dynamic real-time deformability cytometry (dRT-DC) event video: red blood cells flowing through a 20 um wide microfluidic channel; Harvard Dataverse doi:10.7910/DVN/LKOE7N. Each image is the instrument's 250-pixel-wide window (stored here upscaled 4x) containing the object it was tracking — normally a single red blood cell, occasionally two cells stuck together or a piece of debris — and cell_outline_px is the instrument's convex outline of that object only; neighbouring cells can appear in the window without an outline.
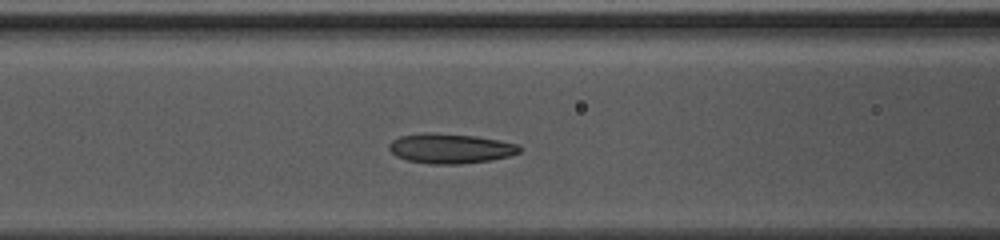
{"species": "common noctule bat (a hibernating species)", "species_latin": "Nyctalus noctula", "temperature_condition": "warm", "stored_images_in_passage": 26, "camera_frame_rate_fps": 3000, "um_per_image_px": 0.085, "animal": {"sex": "female", "body_mass_g": 10.0, "forearm_length_mm": 53.1}, "frame": {"image": 1, "passage_image": 6, "time_ms": 1.667, "image_size_px": [1000, 240], "cell_outline_px": [[520, 152], [508, 156], [492, 160], [460, 164], [432, 164], [408, 160], [396, 156], [388, 148], [388, 144], [392, 140], [400, 136], [420, 132], [432, 132], [476, 136], [500, 140], [516, 144], [520, 148]], "centroid_in_image_um": [38.25, 12.61], "position_along_channel_um": 128.4, "area_um2": 22.77}}
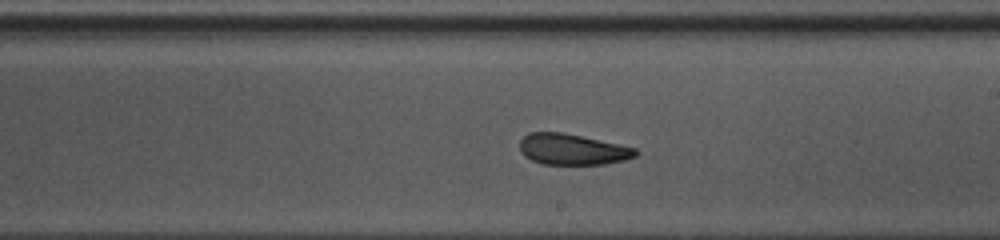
{"frame": {"image": 2, "passage_image": 14, "time_ms": 4.333, "image_size_px": [1000, 240], "cell_outline_px": [[640, 152], [636, 156], [624, 160], [604, 164], [544, 164], [532, 160], [524, 156], [520, 152], [520, 140], [528, 132], [564, 132], [636, 148]], "centroid_in_image_um": [48.64, 12.69], "position_along_channel_um": 240.4, "area_um2": 20.92}}
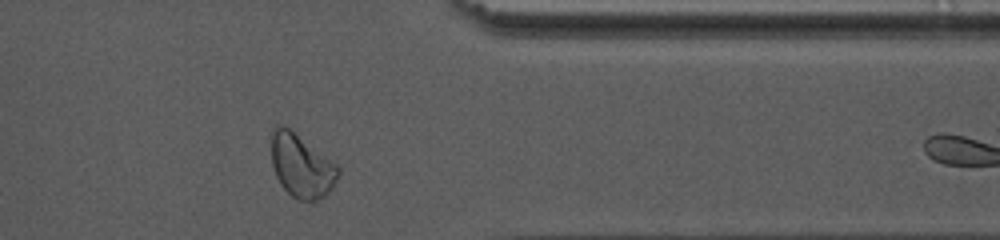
{"frame": {"image": 3, "passage_image": 25, "time_ms": 8.0, "image_size_px": [1000, 240], "cell_outline_px": [[340, 172], [332, 188], [324, 196], [312, 204], [296, 200], [280, 184], [276, 176], [272, 164], [272, 128], [276, 124], [284, 124], [336, 164], [340, 168]], "centroid_in_image_um": [25.61, 14.13], "position_along_channel_um": 385.8, "area_um2": 24.8}}